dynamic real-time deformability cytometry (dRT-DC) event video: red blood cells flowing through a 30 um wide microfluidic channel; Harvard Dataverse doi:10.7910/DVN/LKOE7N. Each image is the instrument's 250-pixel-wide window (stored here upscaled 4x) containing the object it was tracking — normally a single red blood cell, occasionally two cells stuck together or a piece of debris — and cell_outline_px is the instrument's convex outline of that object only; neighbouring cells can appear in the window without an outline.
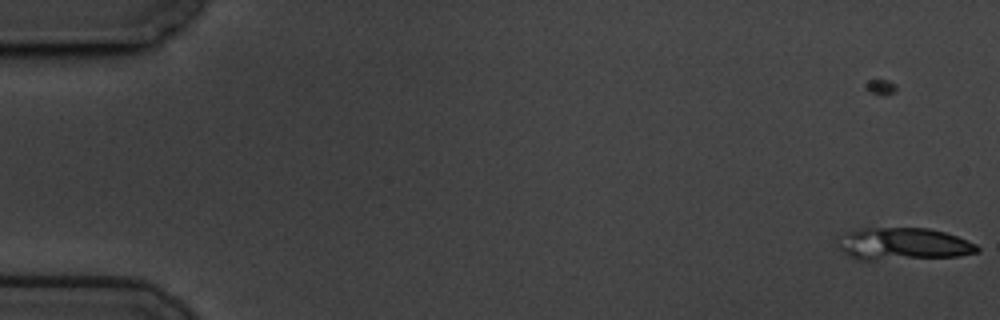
{"species": "common noctule bat (a hibernating species)", "species_latin": "Nyctalus noctula", "temperature_condition": "cold", "stored_images_in_passage": 5, "camera_frame_rate_fps": 3000, "um_per_image_px": 0.085, "animal": {"sex": "male", "body_mass_g": 19.5, "forearm_length_mm": 54.6}, "frame": {"image": 1, "passage_image": 5, "time_ms": 1.333, "image_size_px": [1000, 320], "cell_outline_px": [[980, 252], [960, 256], [872, 260], [856, 260], [844, 252], [840, 248], [840, 244], [844, 232], [860, 228], [928, 228], [944, 232], [956, 236], [976, 244], [980, 248]], "centroid_in_image_um": [76.81, 20.74], "position_along_channel_um": 8.2, "area_um2": 26.07}}